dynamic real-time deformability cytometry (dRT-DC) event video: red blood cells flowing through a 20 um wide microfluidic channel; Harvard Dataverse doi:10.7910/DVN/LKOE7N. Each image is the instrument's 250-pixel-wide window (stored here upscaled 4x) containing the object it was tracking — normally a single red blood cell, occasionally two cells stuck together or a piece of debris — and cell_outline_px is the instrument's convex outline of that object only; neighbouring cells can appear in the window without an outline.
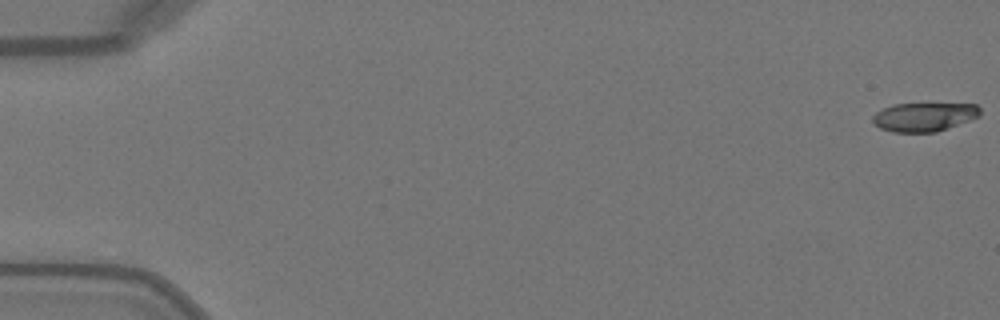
{"species": "Egyptian fruit bat (a non-hibernating species)", "species_latin": "Rousettus aegyptiacus", "temperature_condition": "warm", "stored_images_in_passage": 51, "camera_frame_rate_fps": 3000, "um_per_image_px": 0.085, "animal": {"sex": "female"}, "frame": {"image": 1, "passage_image": 1, "time_ms": 0.0, "image_size_px": [1000, 320], "cell_outline_px": [[980, 116], [936, 132], [892, 132], [880, 128], [872, 124], [872, 116], [876, 112], [892, 104], [976, 104], [980, 108]], "centroid_in_image_um": [78.51, 9.94], "position_along_channel_um": 6.5, "area_um2": 17.98}}
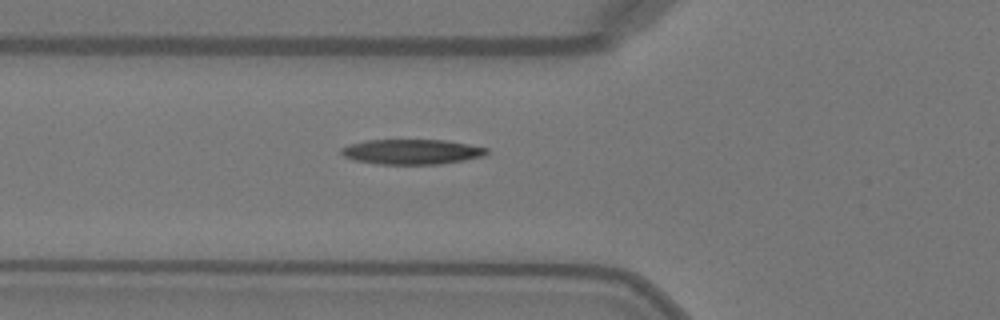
{"frame": {"image": 2, "passage_image": 19, "time_ms": 6.0, "image_size_px": [1000, 320], "cell_outline_px": [[488, 152], [484, 156], [464, 160], [440, 164], [376, 164], [352, 160], [344, 156], [340, 152], [340, 148], [348, 144], [364, 140], [444, 140], [468, 144], [488, 148]], "centroid_in_image_um": [34.95, 12.9], "position_along_channel_um": 90.8, "area_um2": 21.39}}
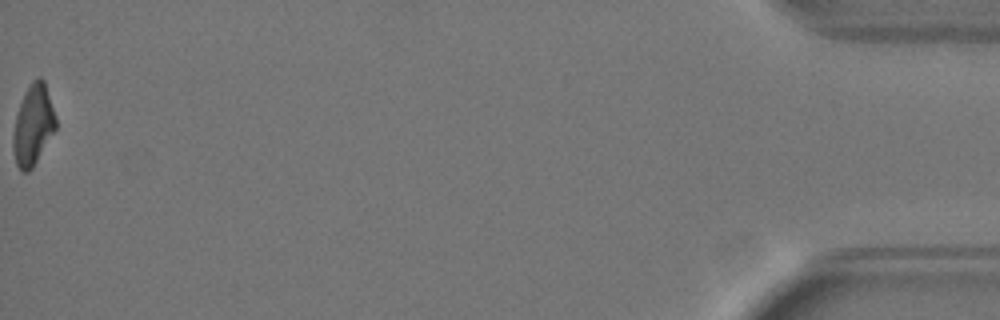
{"frame": {"image": 3, "passage_image": 51, "time_ms": 16.667, "image_size_px": [1000, 320], "cell_outline_px": [[56, 128], [32, 168], [28, 172], [20, 172], [16, 164], [12, 148], [12, 136], [16, 116], [24, 92], [32, 80], [36, 76], [40, 76], [44, 80], [56, 116]], "centroid_in_image_um": [2.8, 10.62], "position_along_channel_um": 432.4, "area_um2": 20.06}, "authors_computed_cell_mechanics": {"area_um2": 21.2126, "velocity_mm_per_s": 4.0927, "shape_relaxation_time_tau1_ms": 3.8726, "shape_relaxation_time_tau2_ms": null, "deformation_change_tau1": 0.1811, "deformation_change_tau2": null}}